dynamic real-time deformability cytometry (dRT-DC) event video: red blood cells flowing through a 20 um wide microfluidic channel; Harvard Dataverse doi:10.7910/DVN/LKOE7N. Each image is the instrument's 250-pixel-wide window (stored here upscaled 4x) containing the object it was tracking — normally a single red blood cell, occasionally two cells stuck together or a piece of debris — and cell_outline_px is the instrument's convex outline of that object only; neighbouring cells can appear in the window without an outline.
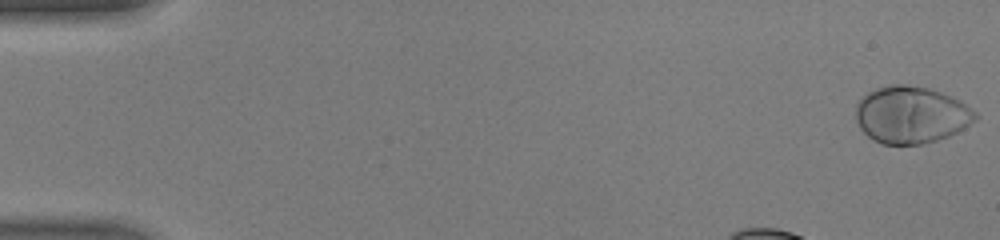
{"species": "human", "species_latin": "Homo sapiens", "temperature_condition": "warm", "stored_images_in_passage": 37, "camera_frame_rate_fps": 3000, "um_per_image_px": 0.085, "donor": {"sex": "male"}, "frame": {"image": 1, "passage_image": 1, "time_ms": 0.0, "image_size_px": [1000, 240], "cell_outline_px": [[980, 116], [976, 120], [964, 128], [948, 136], [924, 144], [880, 144], [872, 140], [860, 128], [856, 120], [856, 104], [868, 92], [876, 88], [892, 84], [904, 84], [928, 88], [940, 92], [960, 100], [976, 112]], "centroid_in_image_um": [77.45, 9.76], "position_along_channel_um": 7.6, "area_um2": 39.82}}
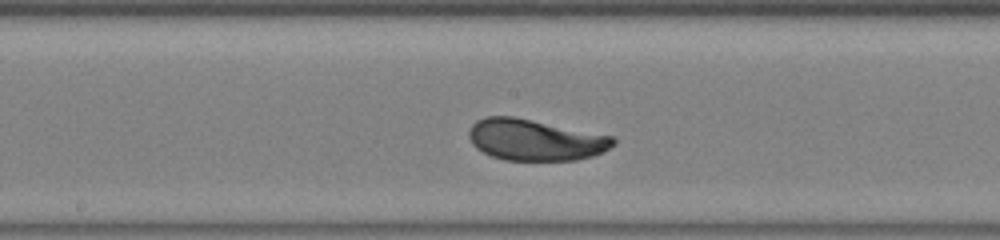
{"frame": {"image": 2, "passage_image": 22, "time_ms": 7.0, "image_size_px": [1000, 240], "cell_outline_px": [[616, 144], [592, 156], [576, 160], [504, 160], [492, 156], [476, 148], [472, 144], [468, 136], [468, 132], [472, 124], [476, 120], [484, 116], [516, 116], [612, 136], [616, 140]], "centroid_in_image_um": [45.45, 11.87], "position_along_channel_um": 202.8, "area_um2": 34.8}}
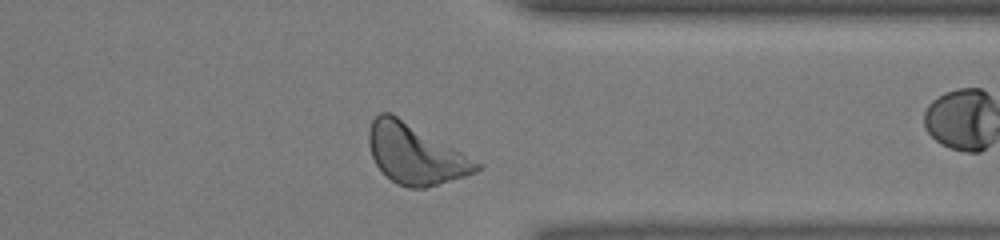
{"frame": {"image": 3, "passage_image": 34, "time_ms": 11.0, "image_size_px": [1000, 240], "cell_outline_px": [[480, 168], [476, 172], [464, 176], [424, 188], [408, 188], [396, 184], [376, 164], [372, 156], [368, 144], [368, 132], [372, 120], [380, 112], [392, 112], [460, 152], [480, 164]], "centroid_in_image_um": [35.23, 13.08], "position_along_channel_um": 376.2, "area_um2": 36.82}, "authors_computed_cell_mechanics": {"area_um2": 34.8534, "velocity_mm_per_s": 4.407, "shape_relaxation_time_tau1_ms": 1.7765, "shape_relaxation_time_tau2_ms": null, "deformation_change_tau1": 0.1443, "deformation_change_tau2": null}}